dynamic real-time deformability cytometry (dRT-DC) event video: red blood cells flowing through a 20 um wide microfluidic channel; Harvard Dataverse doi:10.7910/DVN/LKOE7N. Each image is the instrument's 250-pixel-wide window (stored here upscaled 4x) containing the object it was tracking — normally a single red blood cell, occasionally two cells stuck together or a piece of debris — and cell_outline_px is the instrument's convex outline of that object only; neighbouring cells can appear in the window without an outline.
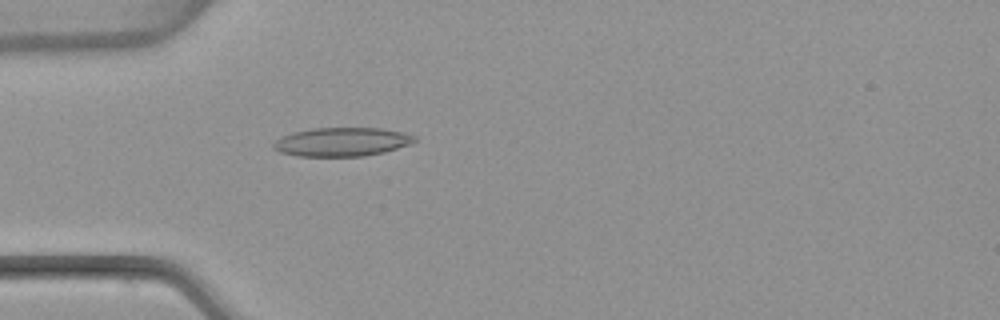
{"species": "common noctule bat (a hibernating species)", "species_latin": "Nyctalus noctula", "temperature_condition": "warm", "stored_images_in_passage": 46, "camera_frame_rate_fps": 3000, "um_per_image_px": 0.085, "animal": {"sex": "female", "body_mass_g": 22.7, "forearm_length_mm": 54.2}, "frame": {"image": 1, "passage_image": 9, "time_ms": 2.667, "image_size_px": [1000, 320], "cell_outline_px": [[416, 140], [408, 144], [384, 152], [364, 156], [296, 156], [280, 152], [272, 148], [272, 144], [276, 140], [292, 132], [312, 128], [380, 128], [400, 132], [416, 136]], "centroid_in_image_um": [29.01, 12.06], "position_along_channel_um": 56.0, "area_um2": 23.47}}
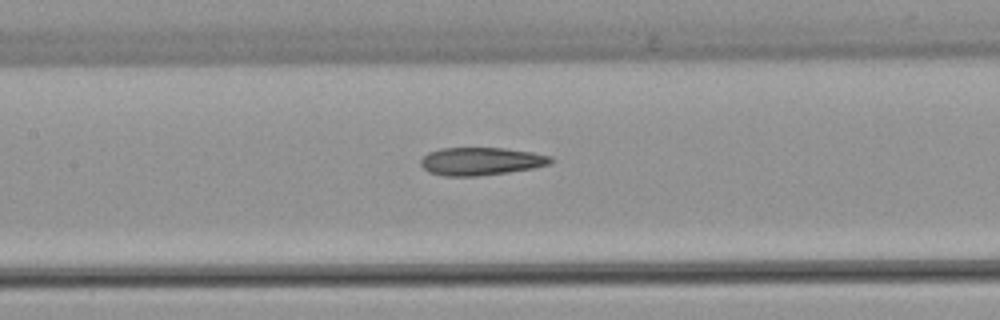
{"frame": {"image": 2, "passage_image": 18, "time_ms": 5.667, "image_size_px": [1000, 320], "cell_outline_px": [[556, 160], [552, 164], [532, 168], [508, 172], [476, 176], [444, 176], [428, 172], [420, 164], [420, 160], [428, 152], [440, 148], [504, 148], [532, 152], [552, 156]], "centroid_in_image_um": [40.91, 13.7], "position_along_channel_um": 166.5, "area_um2": 21.27}}
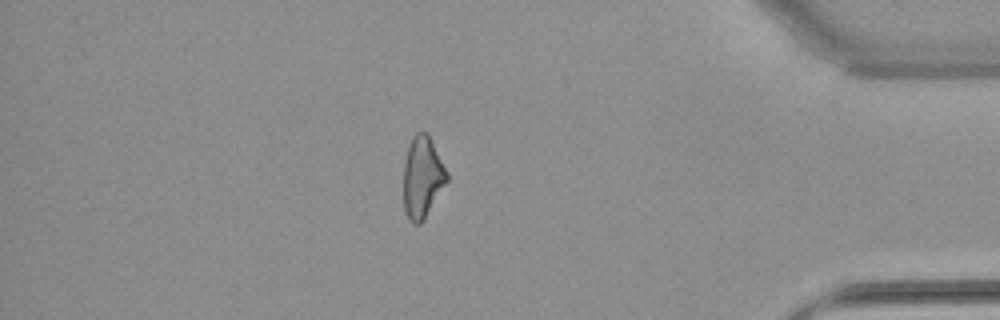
{"frame": {"image": 3, "passage_image": 39, "time_ms": 12.667, "image_size_px": [1000, 320], "cell_outline_px": [[448, 180], [420, 224], [412, 224], [408, 220], [404, 212], [404, 160], [408, 144], [412, 136], [416, 132], [428, 132], [448, 172]], "centroid_in_image_um": [35.89, 15.03], "position_along_channel_um": 399.3, "area_um2": 20.75}, "authors_computed_cell_mechanics": {"area_um2": 21.5305, "velocity_mm_per_s": 3.85, "shape_relaxation_time_tau1_ms": null, "shape_relaxation_time_tau2_ms": 3.5074, "deformation_change_tau1": null, "deformation_change_tau2": 0.1288}}